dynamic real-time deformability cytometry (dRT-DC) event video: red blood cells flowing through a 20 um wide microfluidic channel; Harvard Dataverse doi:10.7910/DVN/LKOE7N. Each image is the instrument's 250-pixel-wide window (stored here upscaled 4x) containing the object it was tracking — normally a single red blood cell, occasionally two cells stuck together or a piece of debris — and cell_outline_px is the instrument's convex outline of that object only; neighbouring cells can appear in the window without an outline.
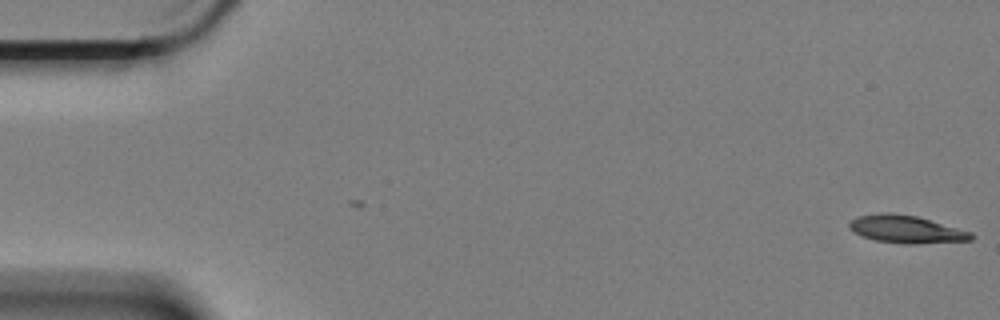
{"species": "Egyptian fruit bat (a non-hibernating species)", "species_latin": "Rousettus aegyptiacus", "temperature_condition": "cold", "stored_images_in_passage": 2, "camera_frame_rate_fps": 3000, "um_per_image_px": 0.085, "animal": {"sex": "female"}, "frame": {"image": 1, "passage_image": 2, "time_ms": 0.333, "image_size_px": [1000, 320], "cell_outline_px": [[976, 236], [972, 240], [908, 244], [904, 244], [876, 240], [864, 236], [848, 228], [848, 224], [852, 220], [860, 216], [880, 212], [892, 212], [916, 216], [972, 232]], "centroid_in_image_um": [77.05, 19.48], "position_along_channel_um": 8.0, "area_um2": 19.42}}